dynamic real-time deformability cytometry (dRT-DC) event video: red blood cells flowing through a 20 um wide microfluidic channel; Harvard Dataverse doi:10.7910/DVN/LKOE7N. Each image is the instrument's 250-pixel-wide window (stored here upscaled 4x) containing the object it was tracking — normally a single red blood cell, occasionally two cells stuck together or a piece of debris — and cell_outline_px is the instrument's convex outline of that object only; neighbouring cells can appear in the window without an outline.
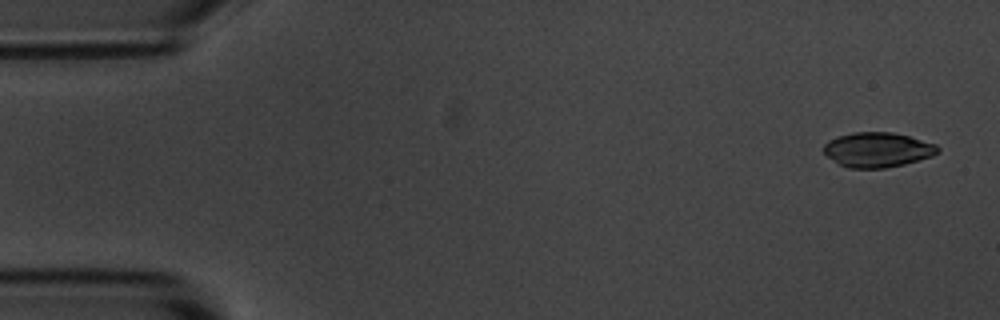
{"species": "common noctule bat (a hibernating species)", "species_latin": "Nyctalus noctula", "temperature_condition": "room temperature", "stored_images_in_passage": 5, "camera_frame_rate_fps": 3000, "um_per_image_px": 0.085, "animal": {"sex": "male", "body_mass_g": 20.1, "forearm_length_mm": 53.5}, "frame": {"image": 1, "passage_image": 1, "time_ms": 0.0, "image_size_px": [1000, 320], "cell_outline_px": [[940, 152], [932, 156], [904, 164], [884, 168], [848, 168], [840, 164], [828, 156], [824, 152], [824, 144], [828, 140], [836, 136], [852, 132], [892, 132], [908, 136], [936, 144], [940, 148]], "centroid_in_image_um": [74.6, 12.72], "position_along_channel_um": 10.4, "area_um2": 23.12}}
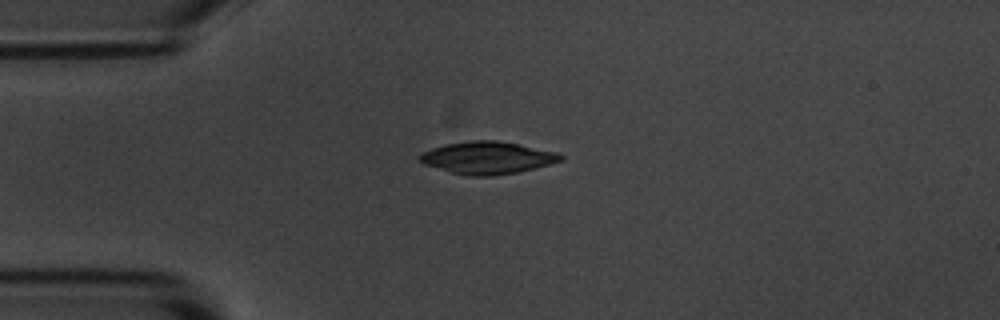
{"frame": {"image": 2, "passage_image": 4, "time_ms": 3.667, "image_size_px": [1000, 320], "cell_outline_px": [[564, 160], [552, 164], [516, 172], [492, 176], [464, 176], [424, 164], [420, 160], [420, 156], [424, 152], [432, 148], [444, 144], [472, 140], [496, 140], [556, 152], [564, 156]], "centroid_in_image_um": [41.44, 13.42], "position_along_channel_um": 43.6, "area_um2": 26.36}}